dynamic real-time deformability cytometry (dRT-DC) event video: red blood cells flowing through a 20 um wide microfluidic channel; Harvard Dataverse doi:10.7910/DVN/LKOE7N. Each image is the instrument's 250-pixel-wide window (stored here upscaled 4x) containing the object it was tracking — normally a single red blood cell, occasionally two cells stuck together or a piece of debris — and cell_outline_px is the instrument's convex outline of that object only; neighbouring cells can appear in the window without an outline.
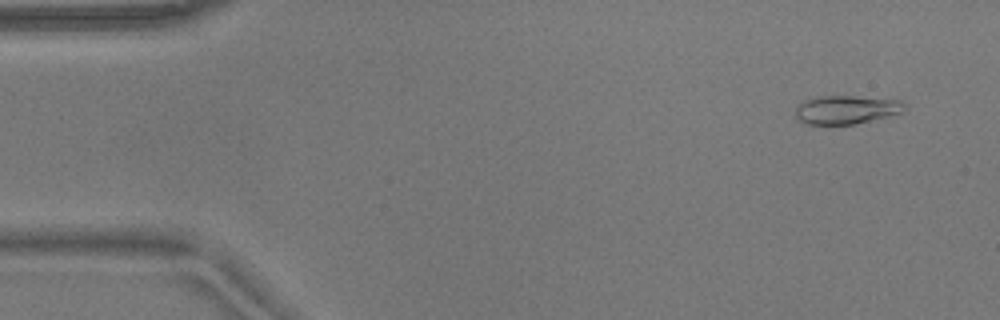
{"species": "common noctule bat (a hibernating species)", "species_latin": "Nyctalus noctula", "temperature_condition": "warm", "stored_images_in_passage": 54, "camera_frame_rate_fps": 3000, "um_per_image_px": 0.085, "animal": {"sex": "male", "body_mass_g": 17.9}, "frame": {"image": 1, "passage_image": 4, "time_ms": 1.0, "image_size_px": [1000, 320], "cell_outline_px": [[904, 104], [900, 112], [888, 116], [856, 124], [808, 124], [800, 120], [796, 116], [796, 108], [800, 100], [816, 96], [856, 96], [900, 100]], "centroid_in_image_um": [71.86, 9.31], "position_along_channel_um": 13.1, "area_um2": 18.03}}
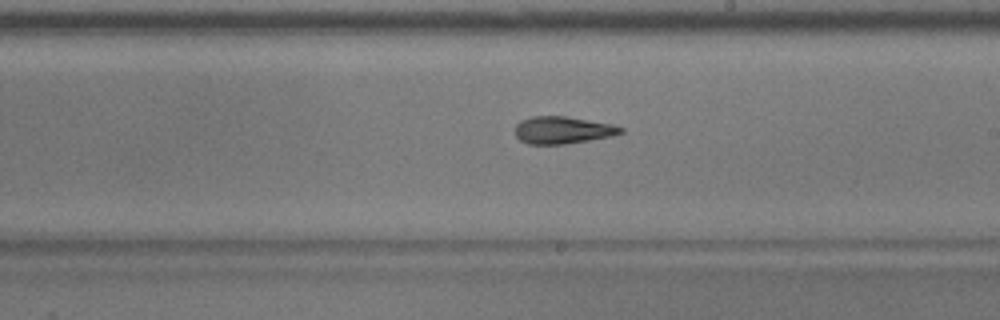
{"frame": {"image": 2, "passage_image": 31, "time_ms": 10.0, "image_size_px": [1000, 320], "cell_outline_px": [[624, 132], [612, 136], [564, 144], [528, 144], [520, 140], [516, 136], [516, 124], [520, 120], [532, 116], [564, 116], [612, 124], [624, 128]], "centroid_in_image_um": [47.82, 11.05], "position_along_channel_um": 241.2, "area_um2": 16.7}}
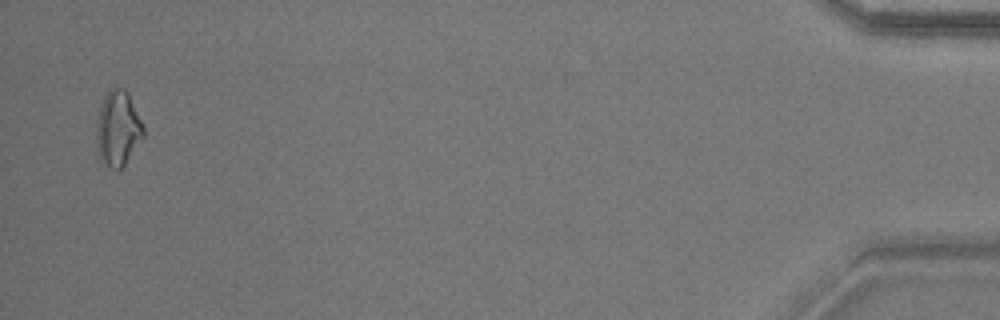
{"frame": {"image": 3, "passage_image": 53, "time_ms": 17.333, "image_size_px": [1000, 320], "cell_outline_px": [[144, 136], [124, 164], [116, 172], [108, 168], [100, 156], [96, 144], [96, 124], [100, 108], [104, 96], [108, 88], [124, 88], [128, 92], [144, 124]], "centroid_in_image_um": [10.03, 10.9], "position_along_channel_um": 425.2, "area_um2": 20.69}, "authors_computed_cell_mechanics": {"area_um2": 17.4556, "velocity_mm_per_s": 3.7164, "shape_relaxation_time_tau1_ms": null, "shape_relaxation_time_tau2_ms": 3.3922, "deformation_change_tau1": null, "deformation_change_tau2": 0.1129}}